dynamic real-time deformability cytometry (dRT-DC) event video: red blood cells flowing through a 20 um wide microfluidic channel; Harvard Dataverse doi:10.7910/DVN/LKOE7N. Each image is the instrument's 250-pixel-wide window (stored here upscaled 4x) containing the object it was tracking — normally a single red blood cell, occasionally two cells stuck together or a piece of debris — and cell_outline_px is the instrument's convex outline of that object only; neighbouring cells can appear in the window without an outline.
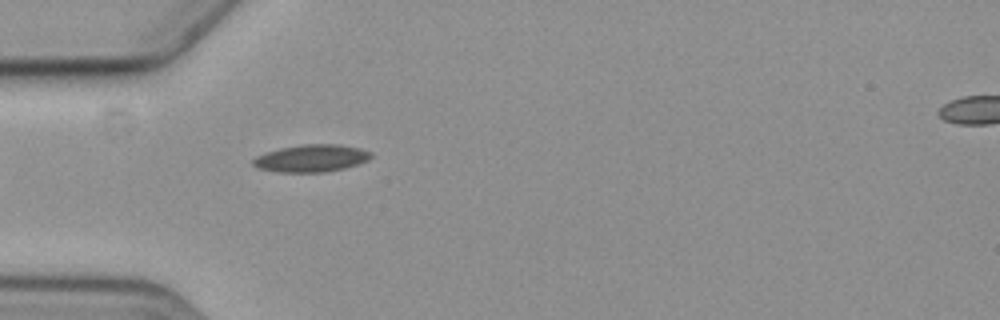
{"species": "common noctule bat (a hibernating species)", "species_latin": "Nyctalus noctula", "temperature_condition": "cold", "stored_images_in_passage": 5, "segment_of_instrument_passage": [1, 2], "camera_frame_rate_fps": 3000, "um_per_image_px": 0.085, "animal": {"sex": "female", "body_mass_g": 19.3, "forearm_length_mm": 54.1}, "frame": {"image": 1, "passage_image": 4, "time_ms": 4.667, "image_size_px": [1000, 320], "cell_outline_px": [[372, 156], [368, 160], [360, 164], [344, 168], [324, 172], [280, 172], [256, 168], [252, 164], [252, 160], [256, 156], [280, 148], [300, 144], [340, 144], [360, 148], [372, 152]], "centroid_in_image_um": [26.48, 13.45], "position_along_channel_um": 58.5, "area_um2": 18.9}}